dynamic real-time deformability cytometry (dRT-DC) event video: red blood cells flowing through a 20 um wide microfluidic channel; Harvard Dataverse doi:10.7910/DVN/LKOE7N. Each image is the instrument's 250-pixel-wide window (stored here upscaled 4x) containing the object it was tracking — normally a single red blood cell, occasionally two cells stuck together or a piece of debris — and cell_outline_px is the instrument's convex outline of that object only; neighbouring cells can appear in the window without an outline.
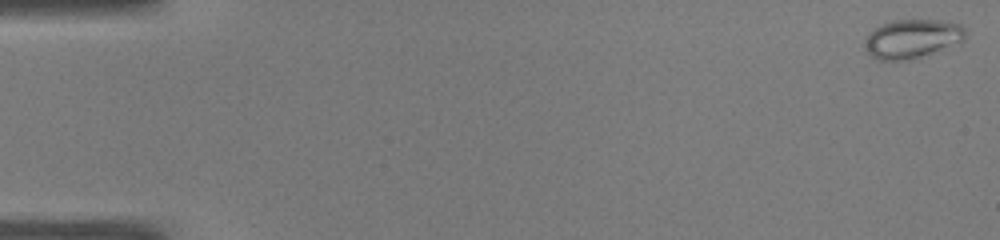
{"species": "common noctule bat (a hibernating species)", "species_latin": "Nyctalus noctula", "temperature_condition": "warm", "stored_images_in_passage": 50, "camera_frame_rate_fps": 3000, "um_per_image_px": 0.085, "animal": {"sex": "male", "body_mass_g": 19.0, "forearm_length_mm": 50.8}, "frame": {"image": 1, "passage_image": 1, "time_ms": 0.0, "image_size_px": [1000, 240], "cell_outline_px": [[964, 40], [916, 60], [876, 60], [868, 52], [868, 36], [880, 24], [892, 20], [940, 20], [960, 24], [964, 28]], "centroid_in_image_um": [77.57, 3.3], "position_along_channel_um": 7.4, "area_um2": 22.54}}
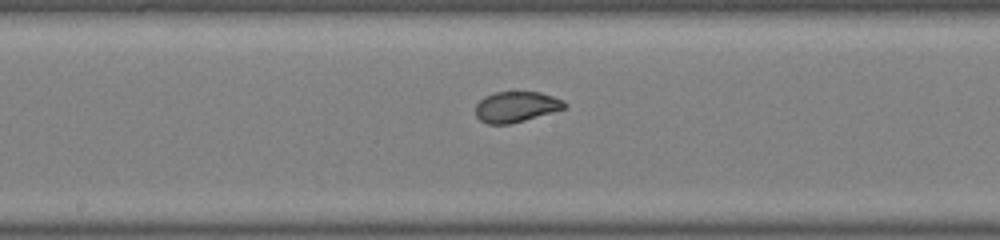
{"frame": {"image": 2, "passage_image": 27, "time_ms": 8.667, "image_size_px": [1000, 240], "cell_outline_px": [[568, 108], [524, 120], [508, 124], [488, 124], [480, 120], [476, 116], [476, 104], [484, 96], [496, 92], [540, 92], [564, 100], [568, 104]], "centroid_in_image_um": [43.9, 9.07], "position_along_channel_um": 204.3, "area_um2": 15.95}}
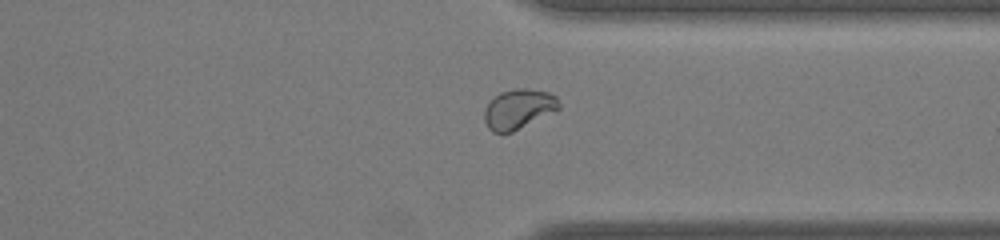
{"frame": {"image": 3, "passage_image": 39, "time_ms": 12.667, "image_size_px": [1000, 240], "cell_outline_px": [[560, 108], [512, 132], [492, 132], [488, 128], [484, 120], [484, 108], [500, 92], [516, 88], [528, 88], [548, 92], [556, 96], [560, 104]], "centroid_in_image_um": [44.06, 9.25], "position_along_channel_um": 367.3, "area_um2": 17.11}, "authors_computed_cell_mechanics": {"area_um2": 18.1492, "velocity_mm_per_s": 4.0708, "shape_relaxation_time_tau1_ms": 7.8546, "shape_relaxation_time_tau2_ms": null, "deformation_change_tau1": 0.2215, "deformation_change_tau2": null}}